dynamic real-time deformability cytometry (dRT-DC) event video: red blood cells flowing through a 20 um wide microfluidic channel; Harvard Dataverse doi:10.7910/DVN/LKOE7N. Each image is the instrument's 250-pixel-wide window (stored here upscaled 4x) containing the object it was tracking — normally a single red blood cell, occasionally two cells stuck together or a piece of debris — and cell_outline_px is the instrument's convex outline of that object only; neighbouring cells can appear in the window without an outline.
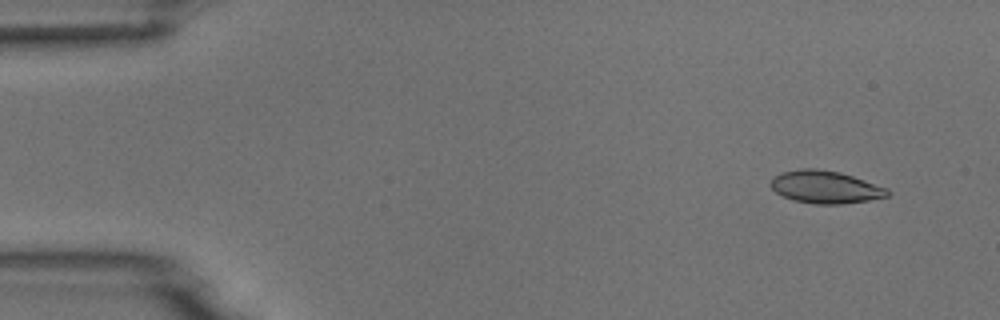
{"species": "common noctule bat (a hibernating species)", "species_latin": "Nyctalus noctula", "temperature_condition": "room temperature", "stored_images_in_passage": 4, "camera_frame_rate_fps": 3000, "um_per_image_px": 0.085, "animal": {"sex": "male", "body_mass_g": 18.8}, "frame": {"image": 1, "passage_image": 1, "time_ms": 0.0, "image_size_px": [1000, 320], "cell_outline_px": [[892, 192], [888, 196], [868, 200], [840, 204], [816, 204], [792, 200], [776, 192], [768, 184], [780, 172], [804, 168], [816, 168], [840, 172], [888, 188]], "centroid_in_image_um": [70.16, 15.89], "position_along_channel_um": 14.8, "area_um2": 22.14}}
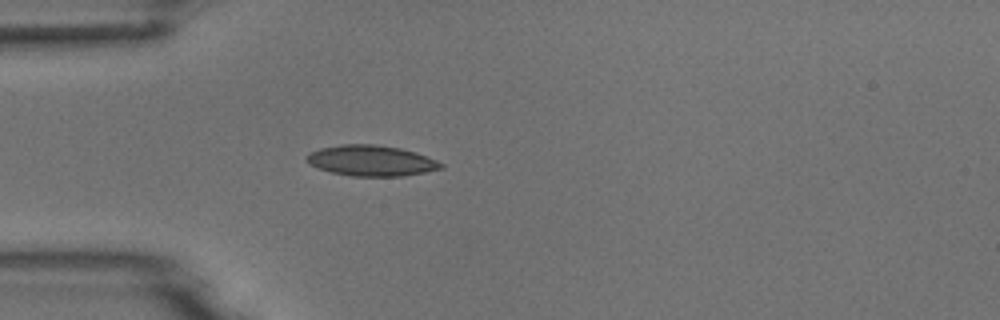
{"frame": {"image": 2, "passage_image": 4, "time_ms": 3.667, "image_size_px": [1000, 320], "cell_outline_px": [[444, 168], [404, 176], [352, 176], [332, 172], [308, 164], [304, 160], [304, 156], [320, 148], [340, 144], [372, 144], [400, 148], [416, 152], [436, 160], [444, 164]], "centroid_in_image_um": [31.54, 13.65], "position_along_channel_um": 53.5, "area_um2": 24.04}}